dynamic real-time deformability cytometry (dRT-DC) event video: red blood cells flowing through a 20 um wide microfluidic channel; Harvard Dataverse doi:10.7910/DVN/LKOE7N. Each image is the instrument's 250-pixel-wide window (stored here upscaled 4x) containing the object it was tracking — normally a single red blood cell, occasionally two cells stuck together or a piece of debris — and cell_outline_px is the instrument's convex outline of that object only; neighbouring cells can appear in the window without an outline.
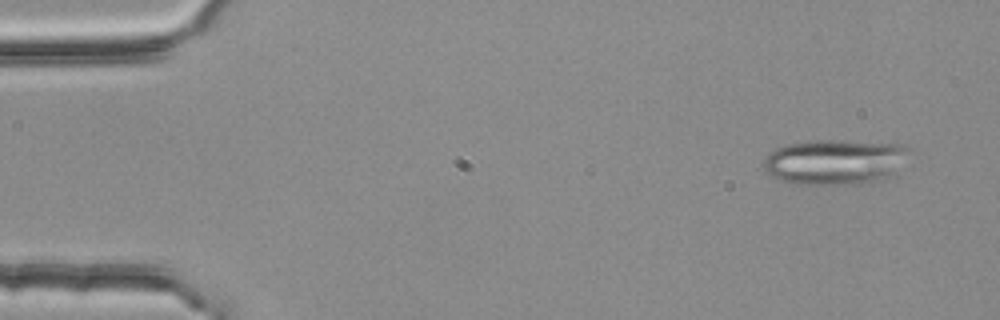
{"species": "common noctule bat (a hibernating species)", "species_latin": "Nyctalus noctula", "temperature_condition": "room temperature", "stored_images_in_passage": 5, "camera_frame_rate_fps": 3000, "um_per_image_px": 0.085, "animal": {"sex": "female", "body_mass_g": 25.1}, "frame": {"image": 1, "passage_image": 1, "time_ms": 0.0, "image_size_px": [1000, 320], "cell_outline_px": [[908, 148], [892, 172], [888, 176], [876, 180], [860, 184], [792, 184], [780, 180], [772, 176], [764, 168], [764, 160], [776, 148], [788, 144], [816, 140], [844, 140], [904, 144]], "centroid_in_image_um": [70.88, 13.75], "position_along_channel_um": 14.1, "area_um2": 37.57}}